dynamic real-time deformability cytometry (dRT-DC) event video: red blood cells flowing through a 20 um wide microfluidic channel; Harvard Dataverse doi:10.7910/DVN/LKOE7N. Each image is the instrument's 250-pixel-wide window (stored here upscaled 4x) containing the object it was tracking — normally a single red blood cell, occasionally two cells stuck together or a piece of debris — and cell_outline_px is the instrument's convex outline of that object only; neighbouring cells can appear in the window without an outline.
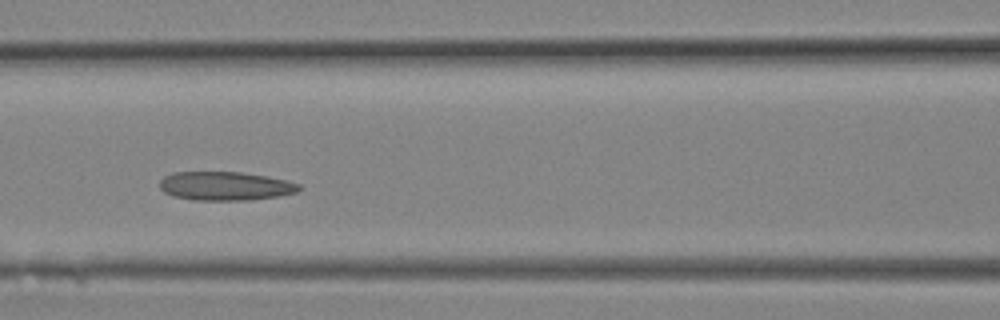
{"species": "Egyptian fruit bat (a non-hibernating species)", "species_latin": "Rousettus aegyptiacus", "temperature_condition": "room temperature", "stored_images_in_passage": 9, "camera_frame_rate_fps": 3000, "um_per_image_px": 0.085, "animal": {"sex": "female"}, "frame": {"image": 1, "passage_image": 8, "time_ms": 2.333, "image_size_px": [1000, 320], "cell_outline_px": [[300, 188], [296, 192], [276, 196], [248, 200], [192, 200], [172, 196], [164, 192], [160, 188], [160, 180], [164, 176], [172, 172], [244, 172], [268, 176], [300, 184]], "centroid_in_image_um": [19.1, 15.8], "position_along_channel_um": 147.5, "area_um2": 23.35}}
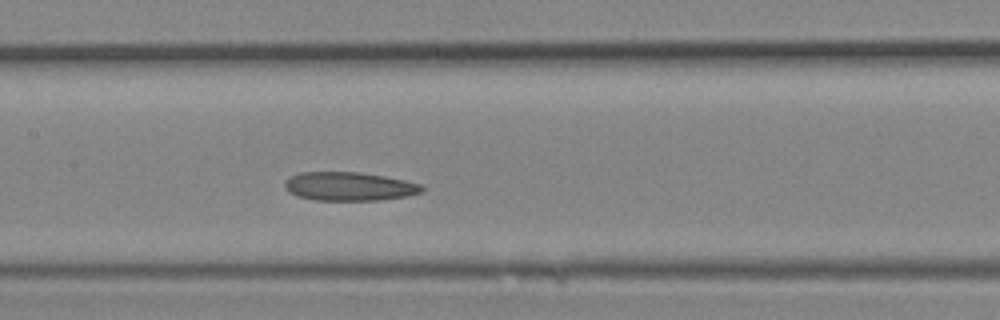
{"frame": {"image": 2, "passage_image": 9, "time_ms": 2.667, "image_size_px": [1000, 320], "cell_outline_px": [[424, 192], [408, 196], [380, 200], [316, 200], [296, 196], [288, 192], [284, 188], [284, 180], [300, 172], [360, 172], [384, 176], [424, 184]], "centroid_in_image_um": [29.7, 15.84], "position_along_channel_um": 177.7, "area_um2": 23.18}}